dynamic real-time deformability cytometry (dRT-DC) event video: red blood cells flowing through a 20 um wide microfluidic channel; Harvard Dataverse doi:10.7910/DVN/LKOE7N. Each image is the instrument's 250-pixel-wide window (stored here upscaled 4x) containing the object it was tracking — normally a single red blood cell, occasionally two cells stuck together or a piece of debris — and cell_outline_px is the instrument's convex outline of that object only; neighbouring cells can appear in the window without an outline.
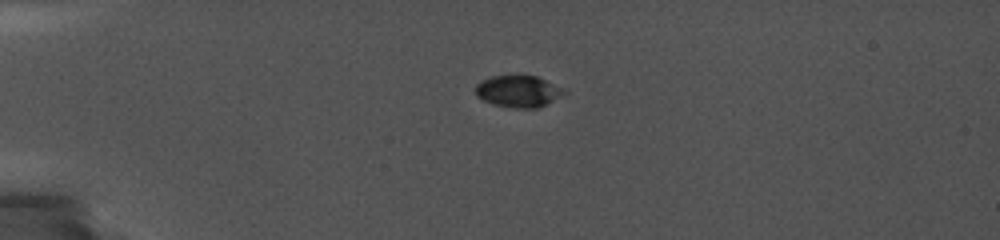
{"species": "common noctule bat (a hibernating species)", "species_latin": "Nyctalus noctula", "temperature_condition": "cold", "stored_images_in_passage": 47, "camera_frame_rate_fps": 5000, "um_per_image_px": 0.085, "animal": {"sex": "female", "body_mass_g": 19.0, "forearm_length_mm": 56.7}, "frame": {"image": 1, "passage_image": 1, "time_ms": 0.0, "image_size_px": [1000, 240], "cell_outline_px": [[568, 92], [536, 108], [516, 108], [492, 104], [476, 96], [476, 84], [480, 80], [492, 76], [536, 76]], "centroid_in_image_um": [43.98, 7.76], "position_along_channel_um": 41.0, "area_um2": 15.95}}
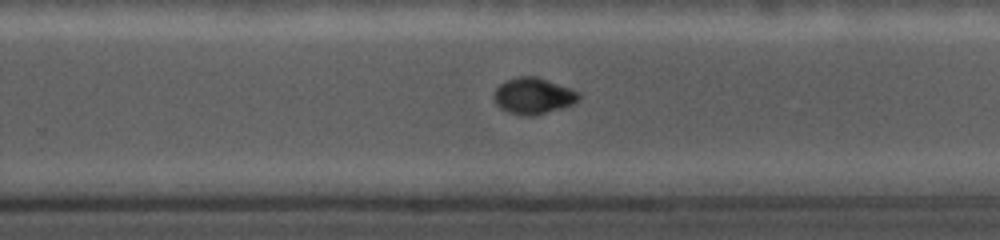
{"frame": {"image": 2, "passage_image": 34, "time_ms": 7.8, "image_size_px": [1000, 240], "cell_outline_px": [[580, 96], [572, 104], [564, 108], [532, 116], [520, 116], [508, 112], [500, 108], [496, 104], [492, 96], [496, 88], [500, 84], [508, 80], [520, 76], [536, 76], [580, 92]], "centroid_in_image_um": [45.3, 8.17], "position_along_channel_um": 284.5, "area_um2": 17.92}}
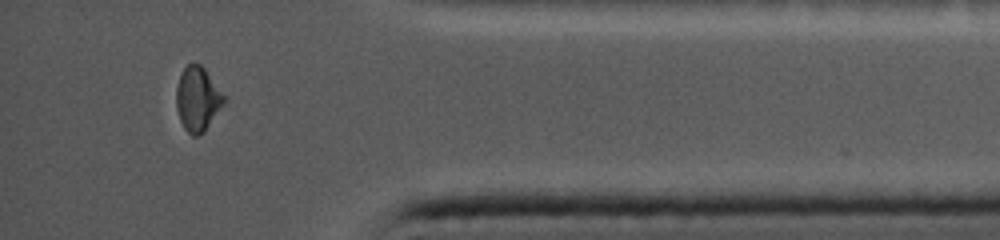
{"frame": {"image": 3, "passage_image": 44, "time_ms": 11.6, "image_size_px": [1000, 240], "cell_outline_px": [[228, 100], [204, 132], [200, 136], [192, 136], [184, 128], [180, 120], [176, 108], [176, 88], [180, 76], [184, 68], [188, 64], [200, 64], [204, 68]], "centroid_in_image_um": [16.81, 8.45], "position_along_channel_um": 418.4, "area_um2": 17.98}}